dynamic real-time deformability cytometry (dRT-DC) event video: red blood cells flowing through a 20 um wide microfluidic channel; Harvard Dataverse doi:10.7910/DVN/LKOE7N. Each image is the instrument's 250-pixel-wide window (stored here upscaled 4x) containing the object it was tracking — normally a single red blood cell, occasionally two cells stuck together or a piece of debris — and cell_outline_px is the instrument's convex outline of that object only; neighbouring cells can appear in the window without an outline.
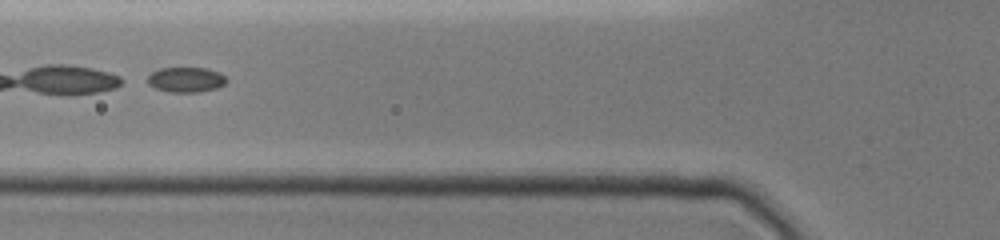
{"species": "common noctule bat (a hibernating species)", "species_latin": "Nyctalus noctula", "temperature_condition": "cold", "stored_images_in_passage": 46, "camera_frame_rate_fps": 3000, "um_per_image_px": 0.085, "animal": {"sex": "female", "body_mass_g": 19.0, "forearm_length_mm": 51.5}, "frame": {"image": 1, "passage_image": 18, "time_ms": 5.667, "image_size_px": [1000, 240], "cell_outline_px": [[228, 80], [224, 84], [216, 88], [196, 92], [168, 92], [156, 88], [148, 84], [148, 76], [152, 72], [160, 68], [208, 68], [224, 76]], "centroid_in_image_um": [15.79, 6.77], "position_along_channel_um": 110.0, "area_um2": 11.39}}
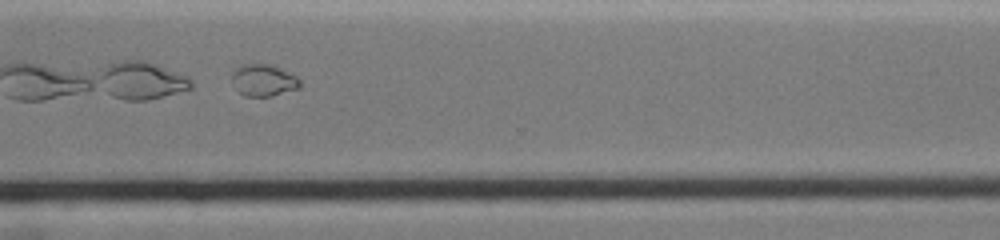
{"frame": {"image": 2, "passage_image": 36, "time_ms": 11.667, "image_size_px": [1000, 240], "cell_outline_px": [[300, 88], [272, 96], [244, 96], [236, 88], [232, 80], [232, 72], [236, 68], [244, 64], [268, 64], [296, 76], [300, 80]], "centroid_in_image_um": [22.39, 6.83], "position_along_channel_um": 348.2, "area_um2": 12.43}, "authors_computed_cell_mechanics": {"area_um2": 14.3633, "velocity_mm_per_s": 3.975, "shape_relaxation_time_tau1_ms": null, "shape_relaxation_time_tau2_ms": 3.0427, "deformation_change_tau1": null, "deformation_change_tau2": 0.0235}}